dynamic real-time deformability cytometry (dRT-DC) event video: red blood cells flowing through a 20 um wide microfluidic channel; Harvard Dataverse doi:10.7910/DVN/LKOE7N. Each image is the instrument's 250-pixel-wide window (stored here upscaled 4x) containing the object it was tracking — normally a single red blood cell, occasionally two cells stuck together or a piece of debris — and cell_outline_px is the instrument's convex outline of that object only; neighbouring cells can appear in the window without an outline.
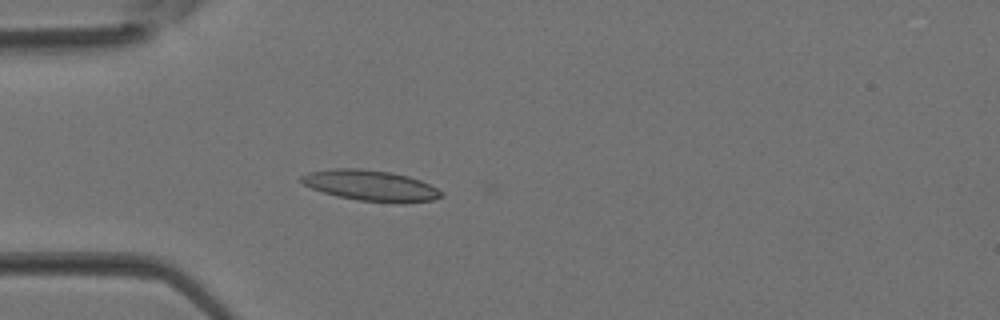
{"species": "Egyptian fruit bat (a non-hibernating species)", "species_latin": "Rousettus aegyptiacus", "temperature_condition": "room temperature", "stored_images_in_passage": 4, "camera_frame_rate_fps": 3000, "um_per_image_px": 0.085, "animal": {"sex": "female"}, "frame": {"image": 1, "passage_image": 4, "time_ms": 1.0, "image_size_px": [1000, 320], "cell_outline_px": [[444, 196], [432, 200], [404, 204], [400, 204], [356, 200], [336, 196], [312, 188], [304, 184], [300, 180], [300, 176], [308, 172], [332, 168], [360, 168], [392, 172], [408, 176], [420, 180], [444, 192]], "centroid_in_image_um": [31.53, 15.78], "position_along_channel_um": 53.5, "area_um2": 25.43}}